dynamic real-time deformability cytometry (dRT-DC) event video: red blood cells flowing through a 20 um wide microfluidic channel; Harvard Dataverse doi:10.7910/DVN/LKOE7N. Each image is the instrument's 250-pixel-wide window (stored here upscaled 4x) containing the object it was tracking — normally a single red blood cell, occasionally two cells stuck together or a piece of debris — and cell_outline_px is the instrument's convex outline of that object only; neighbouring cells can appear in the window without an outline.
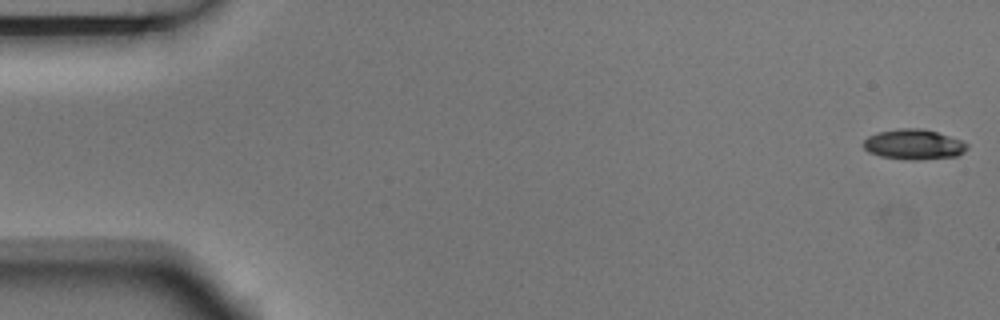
{"species": "Egyptian fruit bat (a non-hibernating species)", "species_latin": "Rousettus aegyptiacus", "temperature_condition": "room temperature", "stored_images_in_passage": 4, "camera_frame_rate_fps": 3000, "um_per_image_px": 0.085, "animal": {"sex": "male"}, "frame": {"image": 1, "passage_image": 1, "time_ms": 0.0, "image_size_px": [1000, 320], "cell_outline_px": [[968, 148], [964, 152], [956, 156], [916, 160], [912, 160], [880, 156], [868, 152], [864, 148], [864, 140], [868, 136], [880, 132], [900, 128], [920, 128], [936, 132], [960, 140], [968, 144]], "centroid_in_image_um": [77.67, 12.28], "position_along_channel_um": 7.3, "area_um2": 18.03}}